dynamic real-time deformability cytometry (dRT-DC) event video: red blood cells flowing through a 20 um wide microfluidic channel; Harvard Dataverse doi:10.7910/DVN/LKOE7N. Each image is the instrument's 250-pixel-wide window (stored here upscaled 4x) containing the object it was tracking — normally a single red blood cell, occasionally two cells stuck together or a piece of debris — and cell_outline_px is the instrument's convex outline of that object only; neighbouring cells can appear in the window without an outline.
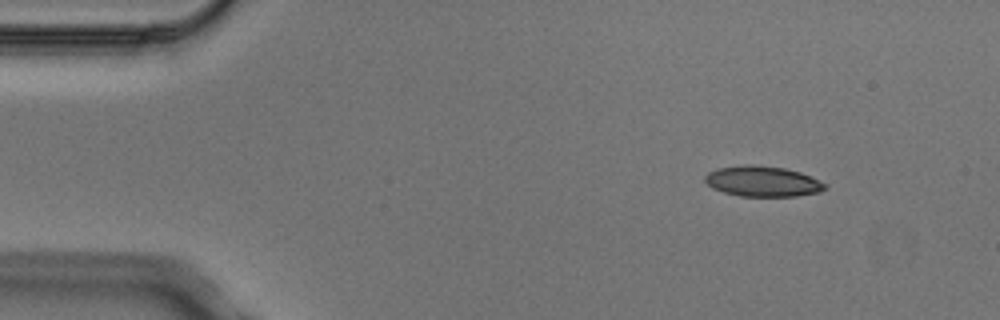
{"species": "Egyptian fruit bat (a non-hibernating species)", "species_latin": "Rousettus aegyptiacus", "temperature_condition": "cold", "stored_images_in_passage": 3, "camera_frame_rate_fps": 3000, "um_per_image_px": 0.085, "animal": {"sex": "male"}, "frame": {"image": 1, "passage_image": 1, "time_ms": 0.0, "image_size_px": [1000, 320], "cell_outline_px": [[828, 188], [820, 192], [796, 196], [740, 196], [724, 192], [712, 188], [704, 180], [704, 176], [708, 172], [716, 168], [744, 164], [752, 164], [784, 168], [800, 172], [828, 184]], "centroid_in_image_um": [64.82, 15.41], "position_along_channel_um": 20.2, "area_um2": 21.5}}